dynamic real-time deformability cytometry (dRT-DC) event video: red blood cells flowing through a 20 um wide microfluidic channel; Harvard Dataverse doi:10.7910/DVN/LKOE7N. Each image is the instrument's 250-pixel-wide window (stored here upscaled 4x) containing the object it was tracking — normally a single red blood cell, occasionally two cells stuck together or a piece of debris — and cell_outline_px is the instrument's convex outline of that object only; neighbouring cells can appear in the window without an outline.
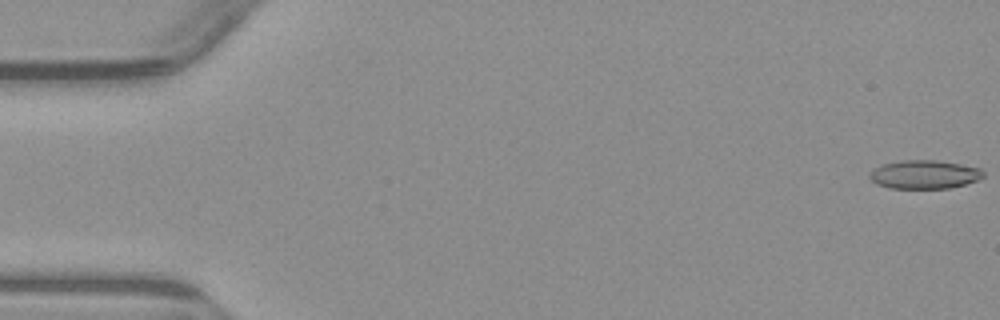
{"species": "common noctule bat (a hibernating species)", "species_latin": "Nyctalus noctula", "temperature_condition": "warm", "stored_images_in_passage": 3, "camera_frame_rate_fps": 3000, "um_per_image_px": 0.085, "animal": {"sex": "male", "body_mass_g": 23.1, "forearm_length_mm": 52.7}, "frame": {"image": 1, "passage_image": 1, "time_ms": 0.0, "image_size_px": [1000, 320], "cell_outline_px": [[984, 176], [976, 180], [964, 184], [948, 188], [888, 188], [876, 184], [868, 176], [868, 172], [872, 168], [884, 164], [900, 160], [936, 160], [960, 164], [980, 168], [984, 172]], "centroid_in_image_um": [78.52, 14.82], "position_along_channel_um": 6.5, "area_um2": 18.96}}